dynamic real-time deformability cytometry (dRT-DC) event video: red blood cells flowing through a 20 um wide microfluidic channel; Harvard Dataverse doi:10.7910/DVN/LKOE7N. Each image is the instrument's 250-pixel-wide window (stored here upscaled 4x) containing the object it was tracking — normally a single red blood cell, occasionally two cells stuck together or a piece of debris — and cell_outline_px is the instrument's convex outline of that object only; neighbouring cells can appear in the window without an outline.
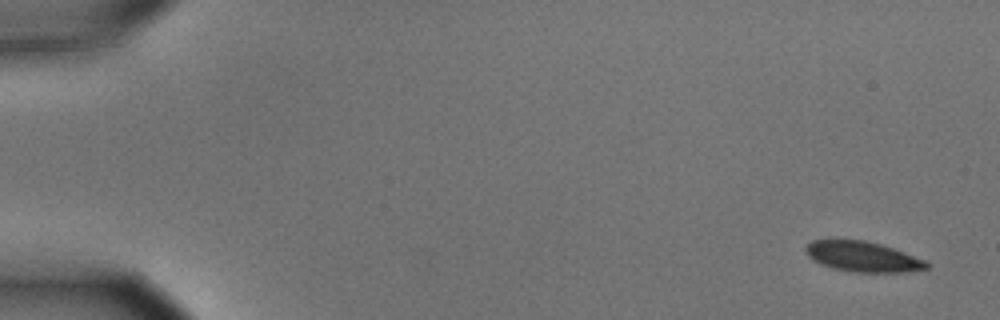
{"species": "common noctule bat (a hibernating species)", "species_latin": "Nyctalus noctula", "temperature_condition": "cold", "stored_images_in_passage": 6, "camera_frame_rate_fps": 3000, "um_per_image_px": 0.085, "animal": {"sex": "male", "body_mass_g": 15.6}, "frame": {"image": 1, "passage_image": 1, "time_ms": 0.0, "image_size_px": [1000, 320], "cell_outline_px": [[932, 264], [928, 268], [904, 272], [852, 272], [832, 268], [820, 264], [812, 260], [804, 252], [804, 248], [812, 240], [864, 240], [880, 244], [904, 252], [924, 260]], "centroid_in_image_um": [73.3, 21.82], "position_along_channel_um": 11.7, "area_um2": 21.33}}
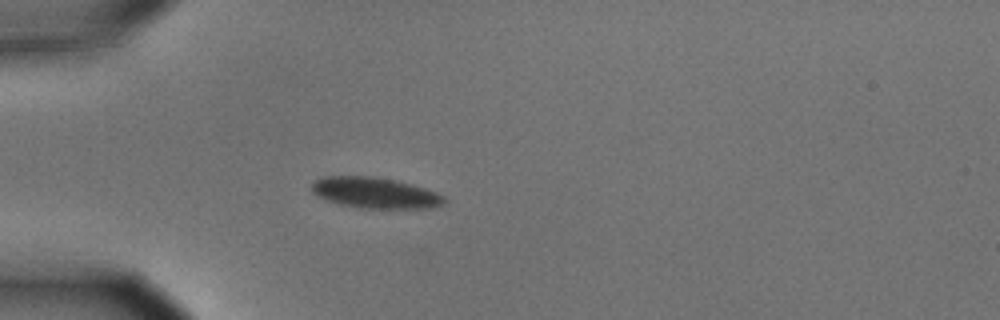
{"frame": {"image": 2, "passage_image": 4, "time_ms": 1.0, "image_size_px": [1000, 320], "cell_outline_px": [[448, 200], [444, 204], [432, 208], [360, 208], [340, 204], [324, 200], [312, 192], [312, 184], [320, 176], [376, 176], [424, 188], [436, 192], [444, 196]], "centroid_in_image_um": [31.87, 16.4], "position_along_channel_um": 53.1, "area_um2": 23.87}}